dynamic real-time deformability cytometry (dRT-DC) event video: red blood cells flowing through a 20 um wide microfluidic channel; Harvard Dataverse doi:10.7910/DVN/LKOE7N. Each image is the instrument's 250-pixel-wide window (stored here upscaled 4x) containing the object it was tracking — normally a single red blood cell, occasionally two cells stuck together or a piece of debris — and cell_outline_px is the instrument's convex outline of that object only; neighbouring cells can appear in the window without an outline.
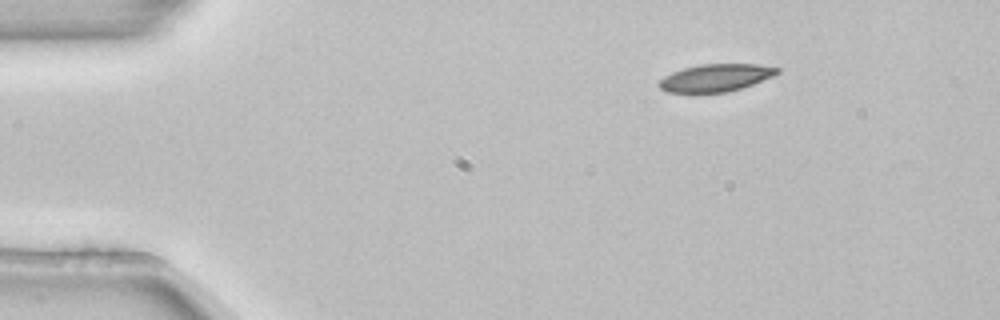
{"species": "common noctule bat (a hibernating species)", "species_latin": "Nyctalus noctula", "temperature_condition": "room temperature", "stored_images_in_passage": 2, "camera_frame_rate_fps": 3000, "um_per_image_px": 0.085, "animal": {"sex": "female", "body_mass_g": 22.7, "forearm_length_mm": 54.2}, "frame": {"image": 1, "passage_image": 1, "time_ms": 0.0, "image_size_px": [1000, 320], "cell_outline_px": [[780, 72], [772, 76], [752, 84], [728, 92], [668, 92], [660, 88], [656, 84], [664, 76], [672, 72], [684, 68], [700, 64], [756, 64], [780, 68]], "centroid_in_image_um": [60.81, 6.6], "position_along_channel_um": 24.2, "area_um2": 18.73}}